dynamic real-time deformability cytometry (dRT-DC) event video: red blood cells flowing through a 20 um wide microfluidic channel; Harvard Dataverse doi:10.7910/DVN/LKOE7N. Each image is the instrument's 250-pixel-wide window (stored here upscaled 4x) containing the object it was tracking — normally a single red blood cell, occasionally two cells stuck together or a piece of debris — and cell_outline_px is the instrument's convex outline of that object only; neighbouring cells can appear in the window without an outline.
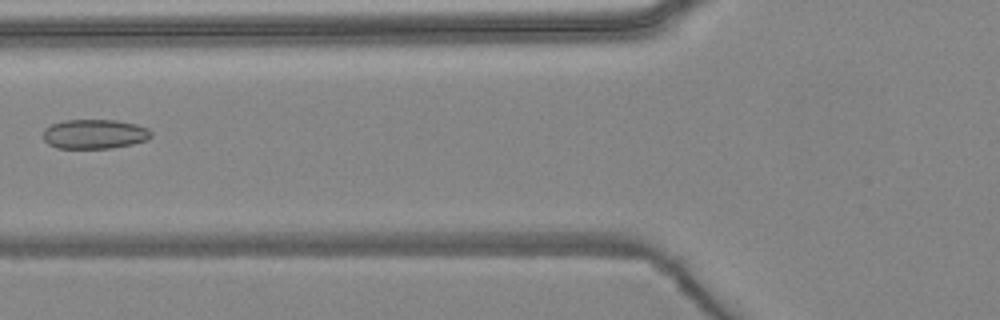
{"species": "common noctule bat (a hibernating species)", "species_latin": "Nyctalus noctula", "temperature_condition": "warm", "stored_images_in_passage": 7, "camera_frame_rate_fps": 3000, "um_per_image_px": 0.085, "animal": {"sex": "female", "body_mass_g": 24.6, "forearm_length_mm": 56.2}, "frame": {"image": 1, "passage_image": 6, "time_ms": 6.0, "image_size_px": [1000, 320], "cell_outline_px": [[152, 136], [148, 140], [132, 144], [112, 148], [56, 148], [48, 144], [44, 140], [44, 128], [52, 124], [64, 120], [116, 120], [136, 124], [148, 128], [152, 132]], "centroid_in_image_um": [8.05, 11.39], "position_along_channel_um": 117.7, "area_um2": 18.67}}
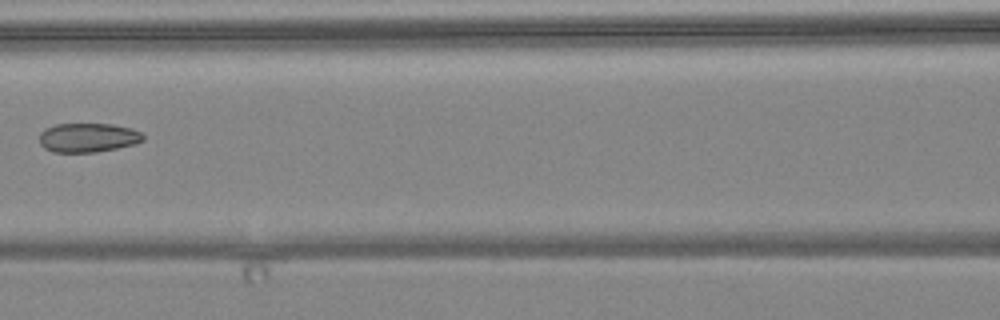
{"frame": {"image": 2, "passage_image": 7, "time_ms": 7.0, "image_size_px": [1000, 320], "cell_outline_px": [[144, 140], [136, 144], [96, 152], [52, 152], [44, 148], [40, 144], [40, 132], [44, 128], [56, 124], [112, 124], [132, 128], [140, 132], [144, 136]], "centroid_in_image_um": [7.47, 11.69], "position_along_channel_um": 159.1, "area_um2": 17.74}}